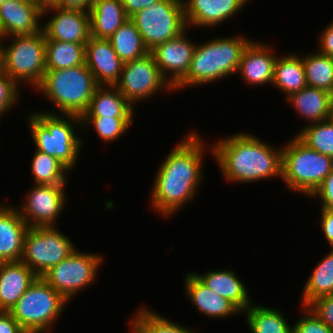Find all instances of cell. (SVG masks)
I'll use <instances>...</instances> for the list:
<instances>
[{"label":"cell","instance_id":"6da1fadb","mask_svg":"<svg viewBox=\"0 0 333 333\" xmlns=\"http://www.w3.org/2000/svg\"><path fill=\"white\" fill-rule=\"evenodd\" d=\"M188 131L159 165L153 181L150 206L165 218L176 215L192 202L203 180V158L207 142L197 133Z\"/></svg>","mask_w":333,"mask_h":333},{"label":"cell","instance_id":"7a4b0ae2","mask_svg":"<svg viewBox=\"0 0 333 333\" xmlns=\"http://www.w3.org/2000/svg\"><path fill=\"white\" fill-rule=\"evenodd\" d=\"M219 139L212 143L210 152L226 181L256 183L282 177V146L275 148L243 131Z\"/></svg>","mask_w":333,"mask_h":333},{"label":"cell","instance_id":"3957f363","mask_svg":"<svg viewBox=\"0 0 333 333\" xmlns=\"http://www.w3.org/2000/svg\"><path fill=\"white\" fill-rule=\"evenodd\" d=\"M244 35L216 37L196 44L187 74L173 87L174 92L205 86L237 73L242 53L252 40Z\"/></svg>","mask_w":333,"mask_h":333},{"label":"cell","instance_id":"277c9868","mask_svg":"<svg viewBox=\"0 0 333 333\" xmlns=\"http://www.w3.org/2000/svg\"><path fill=\"white\" fill-rule=\"evenodd\" d=\"M28 127L35 149L60 161L70 172L76 167L83 141L76 129H82L80 116L56 114L45 110L29 111Z\"/></svg>","mask_w":333,"mask_h":333},{"label":"cell","instance_id":"5b68a950","mask_svg":"<svg viewBox=\"0 0 333 333\" xmlns=\"http://www.w3.org/2000/svg\"><path fill=\"white\" fill-rule=\"evenodd\" d=\"M99 85L86 64L58 70H46L36 88L57 108L59 114L82 117Z\"/></svg>","mask_w":333,"mask_h":333},{"label":"cell","instance_id":"8992f818","mask_svg":"<svg viewBox=\"0 0 333 333\" xmlns=\"http://www.w3.org/2000/svg\"><path fill=\"white\" fill-rule=\"evenodd\" d=\"M333 170V158L309 148L296 135L282 146V177L287 190L309 198Z\"/></svg>","mask_w":333,"mask_h":333},{"label":"cell","instance_id":"52a82bcc","mask_svg":"<svg viewBox=\"0 0 333 333\" xmlns=\"http://www.w3.org/2000/svg\"><path fill=\"white\" fill-rule=\"evenodd\" d=\"M68 304L59 292L38 277L9 312L27 333H51L52 325Z\"/></svg>","mask_w":333,"mask_h":333},{"label":"cell","instance_id":"ba28073f","mask_svg":"<svg viewBox=\"0 0 333 333\" xmlns=\"http://www.w3.org/2000/svg\"><path fill=\"white\" fill-rule=\"evenodd\" d=\"M10 41L9 44L4 41ZM3 41V71L19 86L37 88L46 71V39L43 30L31 35H15ZM6 43V44H5Z\"/></svg>","mask_w":333,"mask_h":333},{"label":"cell","instance_id":"9c48e42d","mask_svg":"<svg viewBox=\"0 0 333 333\" xmlns=\"http://www.w3.org/2000/svg\"><path fill=\"white\" fill-rule=\"evenodd\" d=\"M75 249L74 242L57 226L29 227L24 236L21 261L42 277Z\"/></svg>","mask_w":333,"mask_h":333},{"label":"cell","instance_id":"30bf717a","mask_svg":"<svg viewBox=\"0 0 333 333\" xmlns=\"http://www.w3.org/2000/svg\"><path fill=\"white\" fill-rule=\"evenodd\" d=\"M102 254L78 251L76 248L66 259L46 272L42 278L68 302L89 285L95 283L101 269Z\"/></svg>","mask_w":333,"mask_h":333},{"label":"cell","instance_id":"8fae6325","mask_svg":"<svg viewBox=\"0 0 333 333\" xmlns=\"http://www.w3.org/2000/svg\"><path fill=\"white\" fill-rule=\"evenodd\" d=\"M130 19L149 51L156 45L177 37L187 28L182 0H160L140 10Z\"/></svg>","mask_w":333,"mask_h":333},{"label":"cell","instance_id":"7c38bea8","mask_svg":"<svg viewBox=\"0 0 333 333\" xmlns=\"http://www.w3.org/2000/svg\"><path fill=\"white\" fill-rule=\"evenodd\" d=\"M114 86L132 106L158 95L160 91H174L160 73L150 52L139 59L125 62L120 79Z\"/></svg>","mask_w":333,"mask_h":333},{"label":"cell","instance_id":"4fadbf2b","mask_svg":"<svg viewBox=\"0 0 333 333\" xmlns=\"http://www.w3.org/2000/svg\"><path fill=\"white\" fill-rule=\"evenodd\" d=\"M67 185L34 184L16 207L28 227L55 226L67 203Z\"/></svg>","mask_w":333,"mask_h":333},{"label":"cell","instance_id":"5bb4252c","mask_svg":"<svg viewBox=\"0 0 333 333\" xmlns=\"http://www.w3.org/2000/svg\"><path fill=\"white\" fill-rule=\"evenodd\" d=\"M48 13L54 14L42 24L45 39L86 44L91 37L89 12L50 4L43 9L42 17H47Z\"/></svg>","mask_w":333,"mask_h":333},{"label":"cell","instance_id":"9a60e30c","mask_svg":"<svg viewBox=\"0 0 333 333\" xmlns=\"http://www.w3.org/2000/svg\"><path fill=\"white\" fill-rule=\"evenodd\" d=\"M187 27L177 37L156 45L150 53L162 76L174 87L188 72L196 42H191Z\"/></svg>","mask_w":333,"mask_h":333},{"label":"cell","instance_id":"2e32d148","mask_svg":"<svg viewBox=\"0 0 333 333\" xmlns=\"http://www.w3.org/2000/svg\"><path fill=\"white\" fill-rule=\"evenodd\" d=\"M250 0H182L188 28H213L243 10Z\"/></svg>","mask_w":333,"mask_h":333},{"label":"cell","instance_id":"e0dca14e","mask_svg":"<svg viewBox=\"0 0 333 333\" xmlns=\"http://www.w3.org/2000/svg\"><path fill=\"white\" fill-rule=\"evenodd\" d=\"M277 57L269 43L252 38L242 53L237 73L250 86L272 84Z\"/></svg>","mask_w":333,"mask_h":333},{"label":"cell","instance_id":"ac0fdd59","mask_svg":"<svg viewBox=\"0 0 333 333\" xmlns=\"http://www.w3.org/2000/svg\"><path fill=\"white\" fill-rule=\"evenodd\" d=\"M85 64L98 85L114 86L120 79L124 62L108 39L91 36L85 44Z\"/></svg>","mask_w":333,"mask_h":333},{"label":"cell","instance_id":"d6986e66","mask_svg":"<svg viewBox=\"0 0 333 333\" xmlns=\"http://www.w3.org/2000/svg\"><path fill=\"white\" fill-rule=\"evenodd\" d=\"M42 11L25 0H5L0 6V22L6 37L31 35L42 30Z\"/></svg>","mask_w":333,"mask_h":333},{"label":"cell","instance_id":"ffe728a7","mask_svg":"<svg viewBox=\"0 0 333 333\" xmlns=\"http://www.w3.org/2000/svg\"><path fill=\"white\" fill-rule=\"evenodd\" d=\"M28 228L16 207L0 203V263L21 261Z\"/></svg>","mask_w":333,"mask_h":333},{"label":"cell","instance_id":"44dd1931","mask_svg":"<svg viewBox=\"0 0 333 333\" xmlns=\"http://www.w3.org/2000/svg\"><path fill=\"white\" fill-rule=\"evenodd\" d=\"M185 275V294L194 304L197 312L205 317L220 318V320L232 315H241V312L230 301L209 289L194 275L193 271Z\"/></svg>","mask_w":333,"mask_h":333},{"label":"cell","instance_id":"7402d4cb","mask_svg":"<svg viewBox=\"0 0 333 333\" xmlns=\"http://www.w3.org/2000/svg\"><path fill=\"white\" fill-rule=\"evenodd\" d=\"M194 275L209 289L230 301L241 313L252 304L245 282L236 276L234 270L221 268Z\"/></svg>","mask_w":333,"mask_h":333},{"label":"cell","instance_id":"603a6c76","mask_svg":"<svg viewBox=\"0 0 333 333\" xmlns=\"http://www.w3.org/2000/svg\"><path fill=\"white\" fill-rule=\"evenodd\" d=\"M38 276L22 261L0 263V311H10Z\"/></svg>","mask_w":333,"mask_h":333},{"label":"cell","instance_id":"cb8c5ba5","mask_svg":"<svg viewBox=\"0 0 333 333\" xmlns=\"http://www.w3.org/2000/svg\"><path fill=\"white\" fill-rule=\"evenodd\" d=\"M291 107L308 124L330 119L333 94L322 89L305 87L286 97Z\"/></svg>","mask_w":333,"mask_h":333},{"label":"cell","instance_id":"d4e9b609","mask_svg":"<svg viewBox=\"0 0 333 333\" xmlns=\"http://www.w3.org/2000/svg\"><path fill=\"white\" fill-rule=\"evenodd\" d=\"M91 36L109 39L129 18L121 0H93L89 10Z\"/></svg>","mask_w":333,"mask_h":333},{"label":"cell","instance_id":"484cf974","mask_svg":"<svg viewBox=\"0 0 333 333\" xmlns=\"http://www.w3.org/2000/svg\"><path fill=\"white\" fill-rule=\"evenodd\" d=\"M134 110L115 86L99 85L82 117L134 118Z\"/></svg>","mask_w":333,"mask_h":333},{"label":"cell","instance_id":"4316f807","mask_svg":"<svg viewBox=\"0 0 333 333\" xmlns=\"http://www.w3.org/2000/svg\"><path fill=\"white\" fill-rule=\"evenodd\" d=\"M276 58L273 86L286 97L307 87L302 55L291 52Z\"/></svg>","mask_w":333,"mask_h":333},{"label":"cell","instance_id":"83f0119b","mask_svg":"<svg viewBox=\"0 0 333 333\" xmlns=\"http://www.w3.org/2000/svg\"><path fill=\"white\" fill-rule=\"evenodd\" d=\"M247 328L251 333H292L293 325L289 323L280 309L254 304L242 313Z\"/></svg>","mask_w":333,"mask_h":333},{"label":"cell","instance_id":"f1b7e54d","mask_svg":"<svg viewBox=\"0 0 333 333\" xmlns=\"http://www.w3.org/2000/svg\"><path fill=\"white\" fill-rule=\"evenodd\" d=\"M329 250L305 281L301 306H308L317 298L333 294V249Z\"/></svg>","mask_w":333,"mask_h":333},{"label":"cell","instance_id":"f546056e","mask_svg":"<svg viewBox=\"0 0 333 333\" xmlns=\"http://www.w3.org/2000/svg\"><path fill=\"white\" fill-rule=\"evenodd\" d=\"M85 64V44L46 39V70H58Z\"/></svg>","mask_w":333,"mask_h":333},{"label":"cell","instance_id":"4dcf8cb0","mask_svg":"<svg viewBox=\"0 0 333 333\" xmlns=\"http://www.w3.org/2000/svg\"><path fill=\"white\" fill-rule=\"evenodd\" d=\"M130 333H196V330L182 326L142 305L129 321Z\"/></svg>","mask_w":333,"mask_h":333},{"label":"cell","instance_id":"1f68e13d","mask_svg":"<svg viewBox=\"0 0 333 333\" xmlns=\"http://www.w3.org/2000/svg\"><path fill=\"white\" fill-rule=\"evenodd\" d=\"M108 40L124 63L139 59L150 52L130 18Z\"/></svg>","mask_w":333,"mask_h":333},{"label":"cell","instance_id":"d6a6232c","mask_svg":"<svg viewBox=\"0 0 333 333\" xmlns=\"http://www.w3.org/2000/svg\"><path fill=\"white\" fill-rule=\"evenodd\" d=\"M302 62L307 86L333 94V58L317 50L304 54Z\"/></svg>","mask_w":333,"mask_h":333},{"label":"cell","instance_id":"836d02e7","mask_svg":"<svg viewBox=\"0 0 333 333\" xmlns=\"http://www.w3.org/2000/svg\"><path fill=\"white\" fill-rule=\"evenodd\" d=\"M31 159L30 170L34 179L33 184L66 185L69 170L56 158L35 150ZM67 176V177H66Z\"/></svg>","mask_w":333,"mask_h":333},{"label":"cell","instance_id":"e575fe53","mask_svg":"<svg viewBox=\"0 0 333 333\" xmlns=\"http://www.w3.org/2000/svg\"><path fill=\"white\" fill-rule=\"evenodd\" d=\"M295 135L309 148L333 158V121L331 119L304 125Z\"/></svg>","mask_w":333,"mask_h":333},{"label":"cell","instance_id":"d590c367","mask_svg":"<svg viewBox=\"0 0 333 333\" xmlns=\"http://www.w3.org/2000/svg\"><path fill=\"white\" fill-rule=\"evenodd\" d=\"M135 118L81 117L82 130L94 129L98 137L105 143H113L125 135L133 126ZM89 127V128H88ZM93 127V128H92Z\"/></svg>","mask_w":333,"mask_h":333},{"label":"cell","instance_id":"8d00e7d4","mask_svg":"<svg viewBox=\"0 0 333 333\" xmlns=\"http://www.w3.org/2000/svg\"><path fill=\"white\" fill-rule=\"evenodd\" d=\"M20 87L4 71L0 72V119L17 106L21 97Z\"/></svg>","mask_w":333,"mask_h":333},{"label":"cell","instance_id":"74e56055","mask_svg":"<svg viewBox=\"0 0 333 333\" xmlns=\"http://www.w3.org/2000/svg\"><path fill=\"white\" fill-rule=\"evenodd\" d=\"M301 308L303 316L293 324L292 333H333V330L307 306Z\"/></svg>","mask_w":333,"mask_h":333},{"label":"cell","instance_id":"f35d334b","mask_svg":"<svg viewBox=\"0 0 333 333\" xmlns=\"http://www.w3.org/2000/svg\"><path fill=\"white\" fill-rule=\"evenodd\" d=\"M307 307L333 330V294L317 298Z\"/></svg>","mask_w":333,"mask_h":333},{"label":"cell","instance_id":"ab89813d","mask_svg":"<svg viewBox=\"0 0 333 333\" xmlns=\"http://www.w3.org/2000/svg\"><path fill=\"white\" fill-rule=\"evenodd\" d=\"M310 198L321 201V210L333 211V170L326 176Z\"/></svg>","mask_w":333,"mask_h":333},{"label":"cell","instance_id":"60d3db41","mask_svg":"<svg viewBox=\"0 0 333 333\" xmlns=\"http://www.w3.org/2000/svg\"><path fill=\"white\" fill-rule=\"evenodd\" d=\"M323 29L318 37L320 39L318 41L319 48L317 47V49L320 53L333 58V20Z\"/></svg>","mask_w":333,"mask_h":333},{"label":"cell","instance_id":"b9f144b4","mask_svg":"<svg viewBox=\"0 0 333 333\" xmlns=\"http://www.w3.org/2000/svg\"><path fill=\"white\" fill-rule=\"evenodd\" d=\"M321 217L320 228L324 237L326 238L329 249H333V211L331 210H320Z\"/></svg>","mask_w":333,"mask_h":333},{"label":"cell","instance_id":"7bdbcfd3","mask_svg":"<svg viewBox=\"0 0 333 333\" xmlns=\"http://www.w3.org/2000/svg\"><path fill=\"white\" fill-rule=\"evenodd\" d=\"M0 333H27L9 311H0Z\"/></svg>","mask_w":333,"mask_h":333},{"label":"cell","instance_id":"ee69618b","mask_svg":"<svg viewBox=\"0 0 333 333\" xmlns=\"http://www.w3.org/2000/svg\"><path fill=\"white\" fill-rule=\"evenodd\" d=\"M92 3L93 0H54L52 5L63 9L89 12Z\"/></svg>","mask_w":333,"mask_h":333},{"label":"cell","instance_id":"f6af8a7d","mask_svg":"<svg viewBox=\"0 0 333 333\" xmlns=\"http://www.w3.org/2000/svg\"><path fill=\"white\" fill-rule=\"evenodd\" d=\"M158 1L160 0H121L128 18Z\"/></svg>","mask_w":333,"mask_h":333},{"label":"cell","instance_id":"bcb514c9","mask_svg":"<svg viewBox=\"0 0 333 333\" xmlns=\"http://www.w3.org/2000/svg\"><path fill=\"white\" fill-rule=\"evenodd\" d=\"M3 41H0V72L3 71Z\"/></svg>","mask_w":333,"mask_h":333},{"label":"cell","instance_id":"7dc6e473","mask_svg":"<svg viewBox=\"0 0 333 333\" xmlns=\"http://www.w3.org/2000/svg\"><path fill=\"white\" fill-rule=\"evenodd\" d=\"M5 38H6V35L4 33L3 27H2L1 22H0V41H4Z\"/></svg>","mask_w":333,"mask_h":333},{"label":"cell","instance_id":"c3c4849f","mask_svg":"<svg viewBox=\"0 0 333 333\" xmlns=\"http://www.w3.org/2000/svg\"><path fill=\"white\" fill-rule=\"evenodd\" d=\"M54 0H42V9L47 7L48 5L52 4Z\"/></svg>","mask_w":333,"mask_h":333},{"label":"cell","instance_id":"681fc988","mask_svg":"<svg viewBox=\"0 0 333 333\" xmlns=\"http://www.w3.org/2000/svg\"><path fill=\"white\" fill-rule=\"evenodd\" d=\"M25 1L32 2L42 8V0H25Z\"/></svg>","mask_w":333,"mask_h":333},{"label":"cell","instance_id":"f907efd6","mask_svg":"<svg viewBox=\"0 0 333 333\" xmlns=\"http://www.w3.org/2000/svg\"><path fill=\"white\" fill-rule=\"evenodd\" d=\"M330 119L333 121V101L331 106Z\"/></svg>","mask_w":333,"mask_h":333},{"label":"cell","instance_id":"816d5d0a","mask_svg":"<svg viewBox=\"0 0 333 333\" xmlns=\"http://www.w3.org/2000/svg\"><path fill=\"white\" fill-rule=\"evenodd\" d=\"M5 2V0H0V6Z\"/></svg>","mask_w":333,"mask_h":333}]
</instances>
